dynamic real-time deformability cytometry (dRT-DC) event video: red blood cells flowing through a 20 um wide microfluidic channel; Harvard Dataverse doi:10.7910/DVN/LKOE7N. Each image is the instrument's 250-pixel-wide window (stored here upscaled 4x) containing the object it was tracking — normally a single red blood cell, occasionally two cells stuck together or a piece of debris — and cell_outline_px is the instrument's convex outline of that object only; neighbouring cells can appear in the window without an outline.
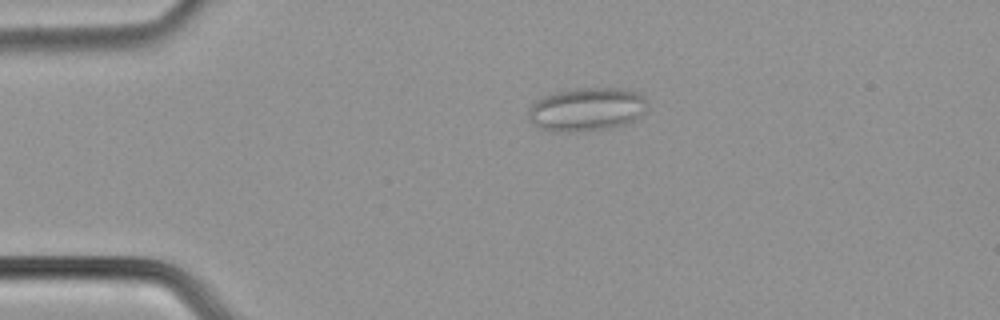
{"species": "common noctule bat (a hibernating species)", "species_latin": "Nyctalus noctula", "temperature_condition": "cold", "stored_images_in_passage": 41, "camera_frame_rate_fps": 3000, "um_per_image_px": 0.085, "animal": {"sex": "male", "body_mass_g": 21.5, "forearm_length_mm": 52.0}, "frame": {"image": 1, "passage_image": 2, "time_ms": 0.333, "image_size_px": [1000, 320], "cell_outline_px": [[648, 108], [640, 116], [624, 124], [608, 128], [576, 132], [552, 132], [540, 128], [532, 124], [528, 120], [528, 108], [536, 100], [544, 96], [568, 88], [624, 88], [640, 92], [644, 96], [648, 104]], "centroid_in_image_um": [49.86, 9.28], "position_along_channel_um": 35.1, "area_um2": 30.69}}
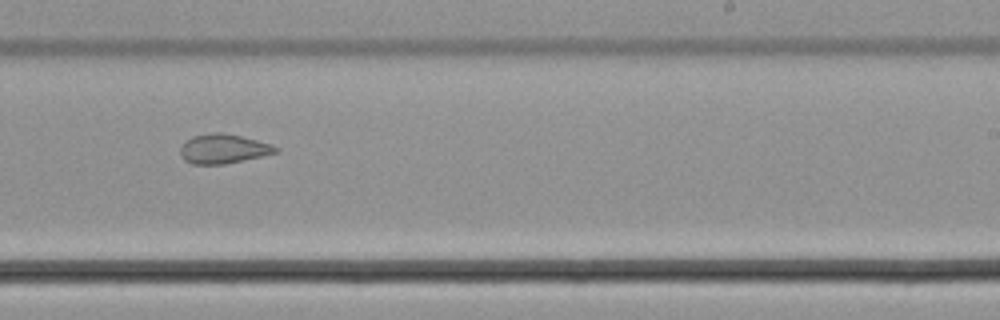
{"frame": {"image": 2, "passage_image": 22, "time_ms": 7.0, "image_size_px": [1000, 320], "cell_outline_px": [[280, 152], [224, 164], [192, 164], [184, 160], [180, 152], [180, 148], [184, 140], [192, 136], [208, 132], [220, 132], [240, 136], [272, 144], [280, 148]], "centroid_in_image_um": [18.97, 12.64], "position_along_channel_um": 270.0, "area_um2": 16.47}}
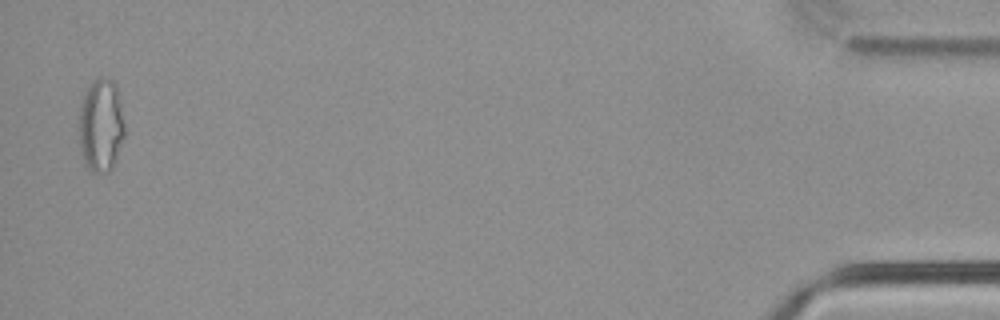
{"frame": {"image": 3, "passage_image": 40, "time_ms": 13.0, "image_size_px": [1000, 320], "cell_outline_px": [[124, 136], [116, 160], [112, 168], [108, 172], [88, 172], [84, 164], [80, 148], [80, 104], [84, 92], [92, 80], [104, 76], [112, 80], [116, 84], [124, 124]], "centroid_in_image_um": [8.57, 10.66], "position_along_channel_um": 426.6, "area_um2": 24.97}}